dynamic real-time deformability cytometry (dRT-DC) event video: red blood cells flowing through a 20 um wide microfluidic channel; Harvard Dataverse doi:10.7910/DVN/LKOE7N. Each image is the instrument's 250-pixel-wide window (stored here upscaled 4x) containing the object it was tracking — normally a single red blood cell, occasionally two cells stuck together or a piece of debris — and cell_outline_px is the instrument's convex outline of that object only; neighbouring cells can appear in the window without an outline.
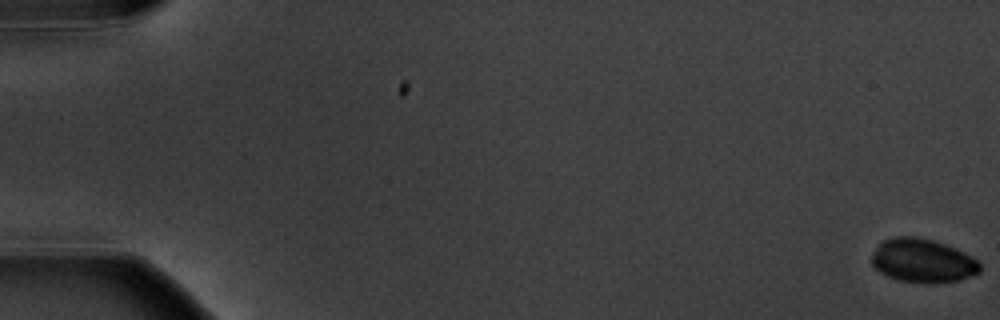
{"species": "common noctule bat (a hibernating species)", "species_latin": "Nyctalus noctula", "temperature_condition": "warm", "stored_images_in_passage": 12, "camera_frame_rate_fps": 3000, "um_per_image_px": 0.085, "animal": {"sex": "male", "body_mass_g": 20.1, "forearm_length_mm": 53.5}, "frame": {"image": 1, "passage_image": 1, "time_ms": 0.0, "image_size_px": [1000, 320], "cell_outline_px": [[980, 272], [972, 276], [960, 280], [936, 284], [924, 284], [900, 280], [888, 276], [880, 272], [872, 264], [872, 256], [876, 248], [884, 240], [892, 236], [916, 236], [932, 240], [956, 248], [976, 260], [980, 264]], "centroid_in_image_um": [78.44, 22.17], "position_along_channel_um": 6.6, "area_um2": 27.63}}
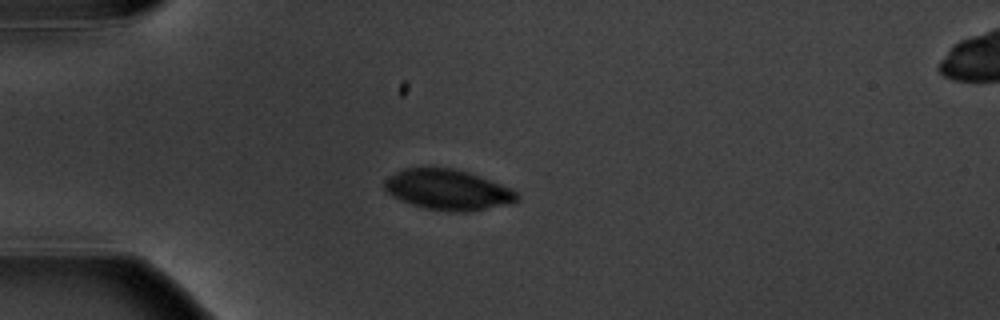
{"frame": {"image": 2, "passage_image": 5, "time_ms": 5.333, "image_size_px": [1000, 320], "cell_outline_px": [[520, 200], [512, 204], [464, 212], [448, 212], [424, 208], [400, 200], [392, 196], [384, 188], [384, 180], [396, 172], [404, 168], [452, 168], [468, 172], [512, 188], [520, 196]], "centroid_in_image_um": [38.1, 16.14], "position_along_channel_um": 46.9, "area_um2": 31.33}}
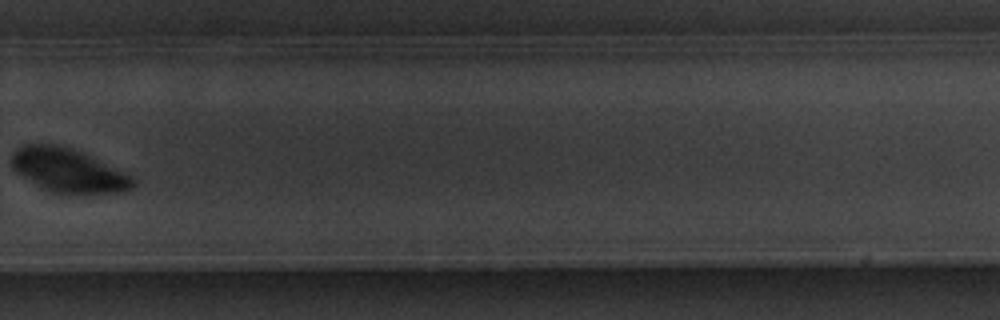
{"frame": {"image": 3, "passage_image": 12, "time_ms": 13.667, "image_size_px": [1000, 320], "cell_outline_px": [[136, 184], [132, 188], [124, 192], [52, 192], [44, 188], [16, 172], [12, 168], [12, 152], [24, 144], [56, 144], [72, 148], [124, 172], [132, 176], [136, 180]], "centroid_in_image_um": [5.8, 14.46], "position_along_channel_um": 324.0, "area_um2": 30.23}}